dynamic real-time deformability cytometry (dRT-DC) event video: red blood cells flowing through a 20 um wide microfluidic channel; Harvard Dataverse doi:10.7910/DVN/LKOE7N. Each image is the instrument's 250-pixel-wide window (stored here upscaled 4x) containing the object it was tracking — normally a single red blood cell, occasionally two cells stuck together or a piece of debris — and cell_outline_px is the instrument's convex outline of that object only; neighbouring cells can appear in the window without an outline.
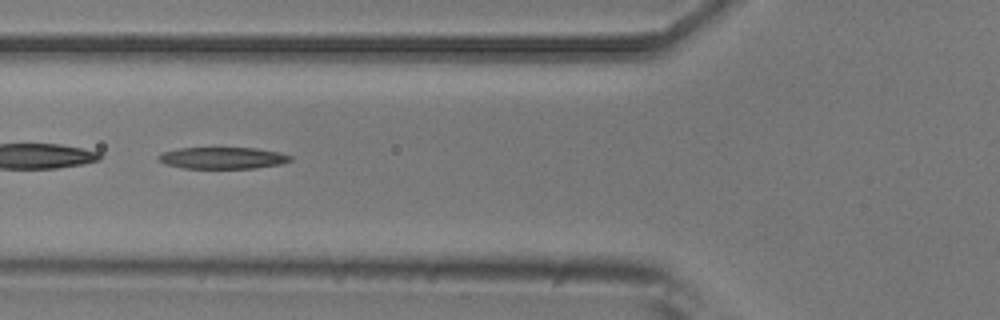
{"species": "common noctule bat (a hibernating species)", "species_latin": "Nyctalus noctula", "temperature_condition": "room temperature", "stored_images_in_passage": 50, "segment_of_instrument_passage": [2, 2], "camera_frame_rate_fps": 3000, "um_per_image_px": 0.085, "animal": {"sex": "male", "body_mass_g": 20.5, "forearm_length_mm": 52.5}, "frame": {"image": 1, "passage_image": 19, "time_ms": 6.0, "image_size_px": [1000, 320], "cell_outline_px": [[292, 160], [280, 164], [256, 168], [184, 168], [164, 164], [156, 160], [156, 156], [160, 152], [180, 148], [256, 148], [280, 152], [292, 156]], "centroid_in_image_um": [18.87, 13.42], "position_along_channel_um": 106.9, "area_um2": 16.82}}
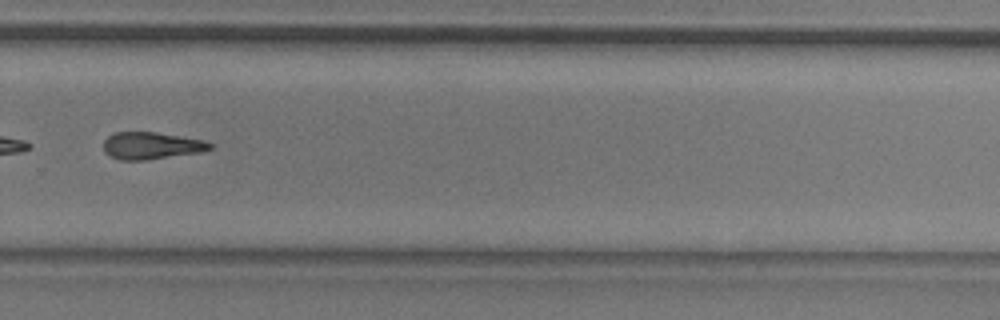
{"frame": {"image": 2, "passage_image": 35, "time_ms": 11.333, "image_size_px": [1000, 320], "cell_outline_px": [[212, 148], [200, 152], [144, 160], [120, 160], [104, 152], [104, 140], [108, 136], [116, 132], [156, 132], [204, 140], [212, 144]], "centroid_in_image_um": [12.85, 12.37], "position_along_channel_um": 316.9, "area_um2": 16.65}}
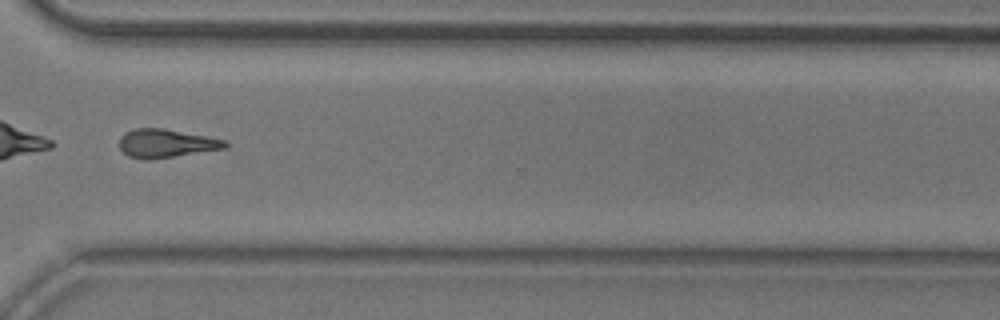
{"frame": {"image": 3, "passage_image": 38, "time_ms": 12.333, "image_size_px": [1000, 320], "cell_outline_px": [[228, 148], [152, 160], [144, 160], [128, 156], [120, 148], [120, 136], [124, 132], [136, 128], [164, 128], [208, 136], [228, 140]], "centroid_in_image_um": [14.16, 12.19], "position_along_channel_um": 356.4, "area_um2": 17.92}}